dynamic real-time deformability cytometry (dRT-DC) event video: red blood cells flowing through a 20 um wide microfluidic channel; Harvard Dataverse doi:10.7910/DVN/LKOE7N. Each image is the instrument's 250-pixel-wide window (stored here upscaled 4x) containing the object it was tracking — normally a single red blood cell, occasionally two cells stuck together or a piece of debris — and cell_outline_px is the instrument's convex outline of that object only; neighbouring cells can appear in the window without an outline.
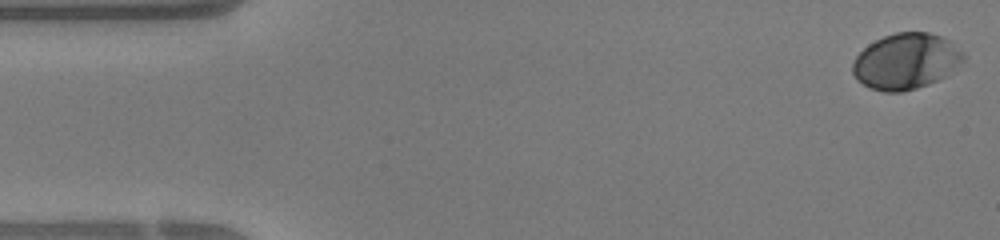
{"species": "human", "species_latin": "Homo sapiens", "temperature_condition": "warm", "stored_images_in_passage": 46, "camera_frame_rate_fps": 3000, "um_per_image_px": 0.085, "donor": {"sex": "female"}, "frame": {"image": 1, "passage_image": 1, "time_ms": 0.0, "image_size_px": [1000, 240], "cell_outline_px": [[968, 56], [948, 76], [928, 84], [916, 88], [900, 92], [884, 92], [872, 88], [856, 80], [852, 72], [852, 64], [856, 56], [868, 44], [884, 36], [896, 32], [928, 32], [940, 36], [948, 40], [964, 52]], "centroid_in_image_um": [77.03, 5.21], "position_along_channel_um": 8.0, "area_um2": 36.24}}
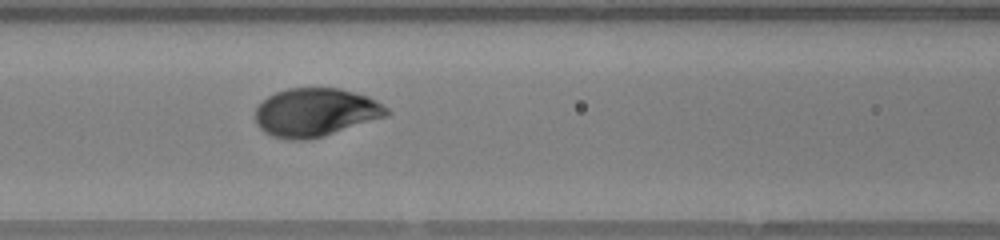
{"frame": {"image": 2, "passage_image": 19, "time_ms": 6.0, "image_size_px": [1000, 240], "cell_outline_px": [[392, 112], [388, 116], [324, 136], [308, 140], [284, 140], [272, 136], [264, 132], [256, 124], [256, 108], [268, 96], [276, 92], [288, 88], [340, 88], [368, 96], [376, 100], [388, 108]], "centroid_in_image_um": [26.83, 9.56], "position_along_channel_um": 139.8, "area_um2": 37.28}}
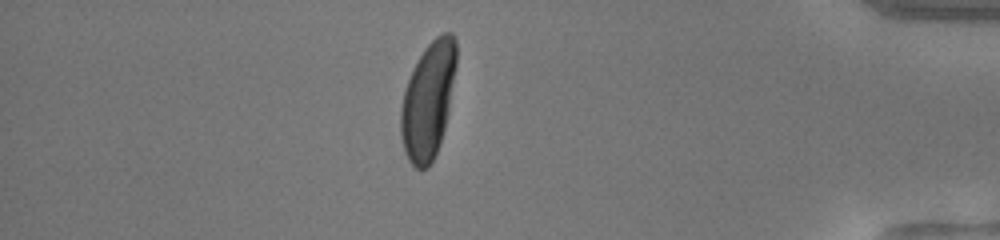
{"frame": {"image": 3, "passage_image": 40, "time_ms": 13.0, "image_size_px": [1000, 240], "cell_outline_px": [[456, 64], [448, 112], [444, 128], [436, 152], [428, 168], [416, 168], [408, 160], [404, 152], [400, 136], [400, 108], [404, 92], [412, 68], [424, 48], [440, 32], [452, 32], [456, 40]], "centroid_in_image_um": [36.37, 8.5], "position_along_channel_um": 398.8, "area_um2": 37.63}, "authors_computed_cell_mechanics": {"area_um2": 36.6741, "velocity_mm_per_s": 4.3377, "shape_relaxation_time_tau1_ms": 2.1121, "shape_relaxation_time_tau2_ms": null, "deformation_change_tau1": 0.1524, "deformation_change_tau2": null}}